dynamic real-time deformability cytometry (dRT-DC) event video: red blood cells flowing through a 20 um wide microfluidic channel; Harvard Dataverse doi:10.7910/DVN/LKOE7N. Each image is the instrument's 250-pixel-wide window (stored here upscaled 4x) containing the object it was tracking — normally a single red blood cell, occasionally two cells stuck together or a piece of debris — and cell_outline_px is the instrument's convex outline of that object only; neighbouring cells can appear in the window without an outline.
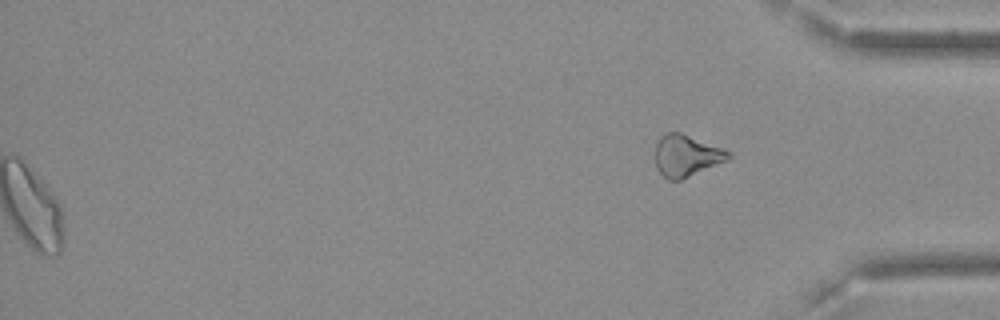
{"species": "Egyptian fruit bat (a non-hibernating species)", "species_latin": "Rousettus aegyptiacus", "temperature_condition": "cold", "stored_images_in_passage": 55, "segment_of_instrument_passage": [2, 2], "camera_frame_rate_fps": 3000, "um_per_image_px": 0.085, "frame": {"image": 1, "passage_image": 55, "time_ms": 18.0, "image_size_px": [1000, 320], "cell_outline_px": [[732, 156], [728, 160], [680, 180], [668, 180], [656, 168], [656, 144], [660, 136], [664, 132], [680, 132], [724, 148], [732, 152]], "centroid_in_image_um": [58.36, 13.21], "position_along_channel_um": 376.8, "area_um2": 17.86}}